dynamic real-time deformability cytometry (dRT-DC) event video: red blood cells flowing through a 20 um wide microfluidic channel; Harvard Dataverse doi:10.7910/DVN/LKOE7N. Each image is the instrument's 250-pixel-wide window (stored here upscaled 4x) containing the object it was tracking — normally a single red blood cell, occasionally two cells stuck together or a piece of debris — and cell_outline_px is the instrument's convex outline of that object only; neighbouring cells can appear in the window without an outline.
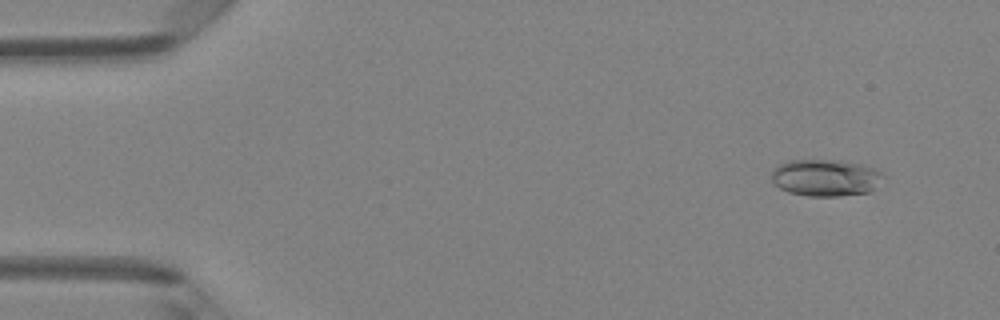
{"species": "Egyptian fruit bat (a non-hibernating species)", "species_latin": "Rousettus aegyptiacus", "temperature_condition": "room temperature", "stored_images_in_passage": 4, "camera_frame_rate_fps": 3000, "um_per_image_px": 0.085, "animal": {"sex": "female"}, "frame": {"image": 1, "passage_image": 2, "time_ms": 0.333, "image_size_px": [1000, 320], "cell_outline_px": [[888, 176], [868, 192], [840, 196], [808, 196], [788, 192], [780, 188], [772, 180], [772, 168], [788, 160], [840, 160], [864, 164], [876, 168]], "centroid_in_image_um": [70.22, 15.09], "position_along_channel_um": 14.8, "area_um2": 24.33}}
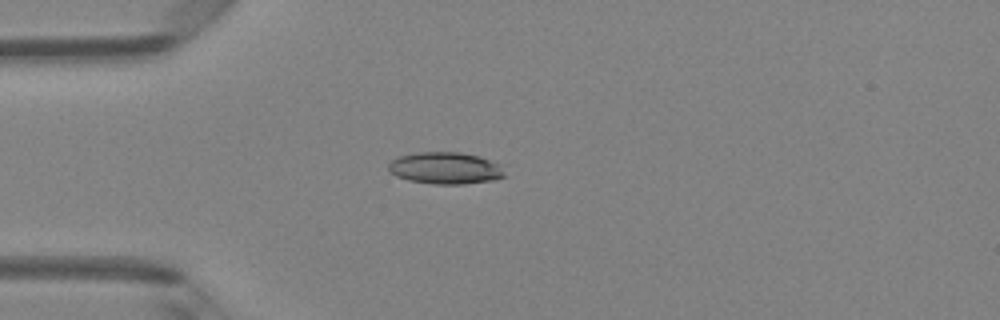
{"frame": {"image": 2, "passage_image": 4, "time_ms": 1.0, "image_size_px": [1000, 320], "cell_outline_px": [[504, 176], [492, 180], [464, 184], [436, 184], [408, 180], [396, 176], [388, 172], [388, 164], [392, 160], [400, 156], [416, 152], [460, 152], [480, 156], [500, 164], [504, 172]], "centroid_in_image_um": [37.83, 14.28], "position_along_channel_um": 47.2, "area_um2": 21.62}}